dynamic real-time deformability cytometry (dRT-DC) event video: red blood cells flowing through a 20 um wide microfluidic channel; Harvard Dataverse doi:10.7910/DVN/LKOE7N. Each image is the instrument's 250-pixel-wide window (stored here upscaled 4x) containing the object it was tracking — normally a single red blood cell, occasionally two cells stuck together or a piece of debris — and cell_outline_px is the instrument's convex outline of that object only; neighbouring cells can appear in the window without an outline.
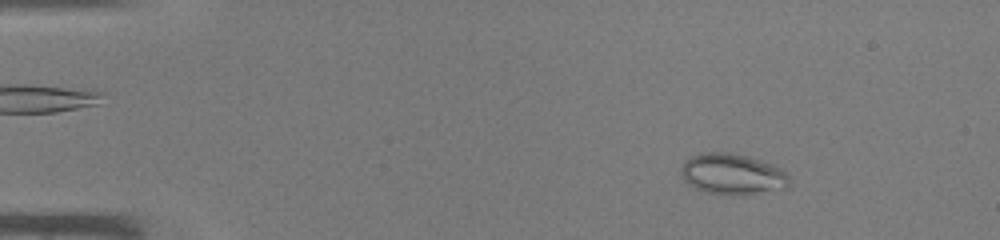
{"species": "common noctule bat (a hibernating species)", "species_latin": "Nyctalus noctula", "temperature_condition": "warm", "stored_images_in_passage": 44, "camera_frame_rate_fps": 3000, "um_per_image_px": 0.085, "animal": {"sex": "male", "body_mass_g": 19.0, "forearm_length_mm": 50.8}, "frame": {"image": 1, "passage_image": 6, "time_ms": 1.667, "image_size_px": [1000, 240], "cell_outline_px": [[788, 188], [752, 192], [708, 192], [696, 188], [688, 184], [684, 180], [680, 172], [680, 168], [692, 156], [700, 152], [728, 152], [748, 156], [772, 164], [780, 168], [788, 176]], "centroid_in_image_um": [62.22, 14.74], "position_along_channel_um": 22.8, "area_um2": 24.8}}
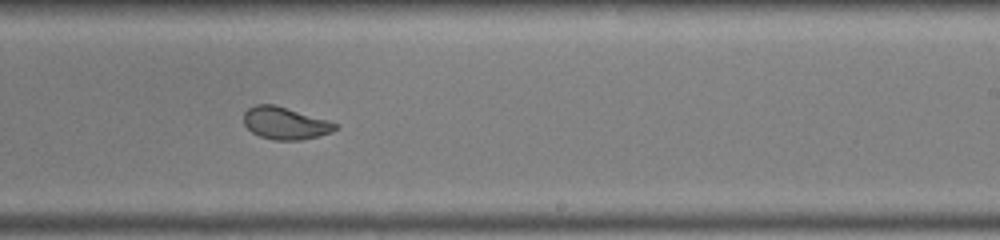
{"frame": {"image": 2, "passage_image": 28, "time_ms": 9.0, "image_size_px": [1000, 240], "cell_outline_px": [[340, 128], [332, 132], [320, 136], [300, 140], [272, 140], [260, 136], [252, 132], [244, 124], [244, 112], [248, 108], [256, 104], [276, 104], [328, 120], [340, 124]], "centroid_in_image_um": [24.28, 10.47], "position_along_channel_um": 264.7, "area_um2": 17.51}}
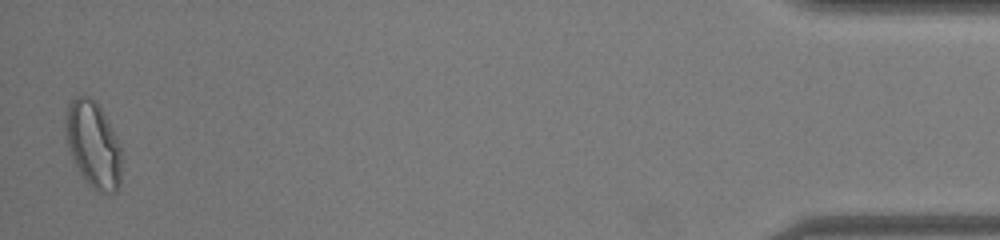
{"frame": {"image": 3, "passage_image": 44, "time_ms": 14.333, "image_size_px": [1000, 240], "cell_outline_px": [[120, 184], [116, 192], [96, 192], [88, 184], [80, 172], [68, 148], [64, 124], [64, 120], [68, 104], [76, 96], [88, 96], [96, 100], [112, 128], [120, 144]], "centroid_in_image_um": [7.91, 12.27], "position_along_channel_um": 427.3, "area_um2": 28.09}}